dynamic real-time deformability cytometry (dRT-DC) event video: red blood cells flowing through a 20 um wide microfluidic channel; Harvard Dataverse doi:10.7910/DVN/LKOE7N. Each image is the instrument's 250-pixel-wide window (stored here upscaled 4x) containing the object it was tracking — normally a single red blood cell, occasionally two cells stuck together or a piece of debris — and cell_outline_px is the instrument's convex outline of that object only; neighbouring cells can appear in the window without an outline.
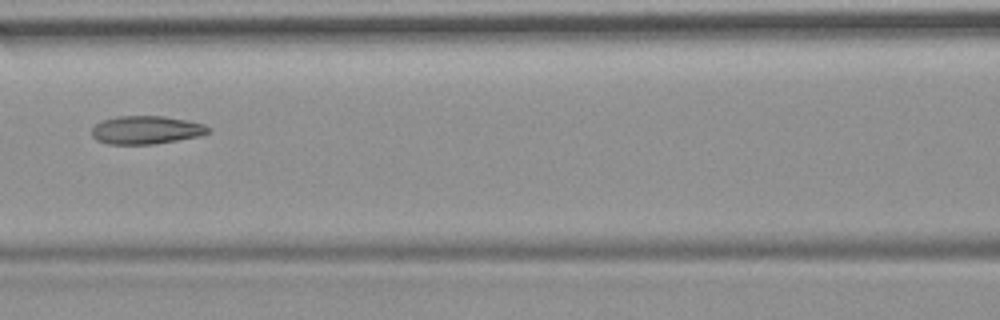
{"species": "common noctule bat (a hibernating species)", "species_latin": "Nyctalus noctula", "temperature_condition": "room temperature", "stored_images_in_passage": 6, "camera_frame_rate_fps": 3000, "um_per_image_px": 0.085, "animal": {"sex": "female", "body_mass_g": 19.9}, "frame": {"image": 1, "passage_image": 6, "time_ms": 6.667, "image_size_px": [1000, 320], "cell_outline_px": [[208, 132], [200, 136], [152, 144], [108, 144], [96, 140], [92, 136], [92, 128], [100, 120], [116, 116], [164, 116], [188, 120], [204, 124], [208, 128]], "centroid_in_image_um": [12.38, 11.04], "position_along_channel_um": 154.2, "area_um2": 19.13}}